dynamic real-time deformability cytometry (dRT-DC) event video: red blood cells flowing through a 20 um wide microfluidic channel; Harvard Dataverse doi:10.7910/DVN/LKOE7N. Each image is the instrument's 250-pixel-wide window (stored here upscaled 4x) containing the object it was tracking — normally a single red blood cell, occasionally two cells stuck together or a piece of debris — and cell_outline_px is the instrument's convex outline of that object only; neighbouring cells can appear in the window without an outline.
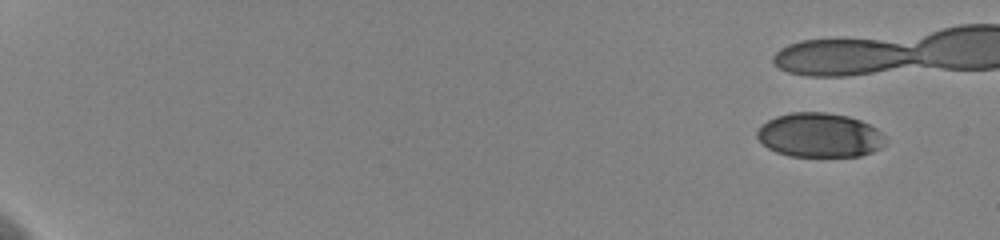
{"species": "human", "species_latin": "Homo sapiens", "temperature_condition": "cold", "stored_images_in_passage": 47, "camera_frame_rate_fps": 3000, "um_per_image_px": 0.085, "donor": {"sex": "female"}, "frame": {"image": 1, "passage_image": 1, "time_ms": 0.0, "image_size_px": [1000, 240], "cell_outline_px": [[884, 144], [880, 148], [872, 152], [860, 156], [788, 156], [776, 152], [768, 148], [756, 136], [756, 132], [760, 124], [776, 116], [792, 112], [824, 112], [848, 116], [860, 120], [876, 128], [884, 136]], "centroid_in_image_um": [69.63, 11.49], "position_along_channel_um": 15.4, "area_um2": 33.12}}